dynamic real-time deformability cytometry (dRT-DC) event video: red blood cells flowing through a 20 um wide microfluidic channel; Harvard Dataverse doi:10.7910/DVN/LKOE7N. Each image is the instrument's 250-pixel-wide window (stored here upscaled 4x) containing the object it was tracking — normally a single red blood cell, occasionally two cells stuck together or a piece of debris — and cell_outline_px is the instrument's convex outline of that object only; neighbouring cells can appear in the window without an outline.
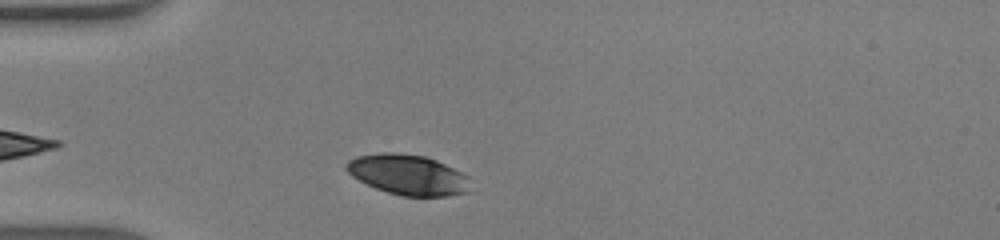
{"species": "human", "species_latin": "Homo sapiens", "temperature_condition": "warm", "stored_images_in_passage": 31, "camera_frame_rate_fps": 3000, "um_per_image_px": 0.085, "donor": {"sex": "male"}, "frame": {"image": 1, "passage_image": 3, "time_ms": 0.667, "image_size_px": [1000, 240], "cell_outline_px": [[468, 192], [448, 196], [400, 196], [376, 188], [352, 176], [344, 168], [344, 164], [348, 160], [356, 156], [380, 152], [396, 152], [424, 156], [436, 160], [468, 176]], "centroid_in_image_um": [34.63, 14.84], "position_along_channel_um": 50.4, "area_um2": 29.02}}
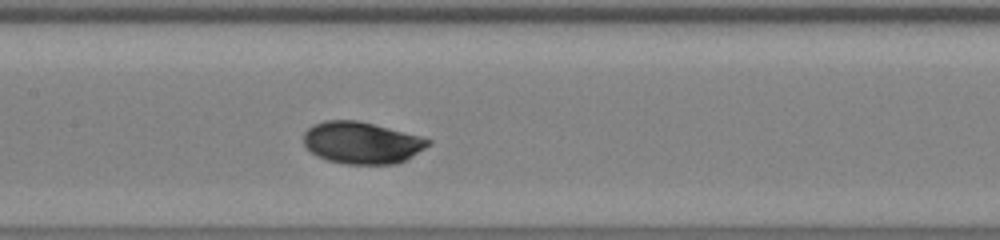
{"frame": {"image": 2, "passage_image": 13, "time_ms": 4.0, "image_size_px": [1000, 240], "cell_outline_px": [[432, 144], [404, 160], [396, 164], [348, 164], [328, 160], [316, 156], [304, 144], [304, 132], [312, 124], [324, 120], [356, 120], [424, 136], [432, 140]], "centroid_in_image_um": [30.77, 12.12], "position_along_channel_um": 176.6, "area_um2": 30.52}}
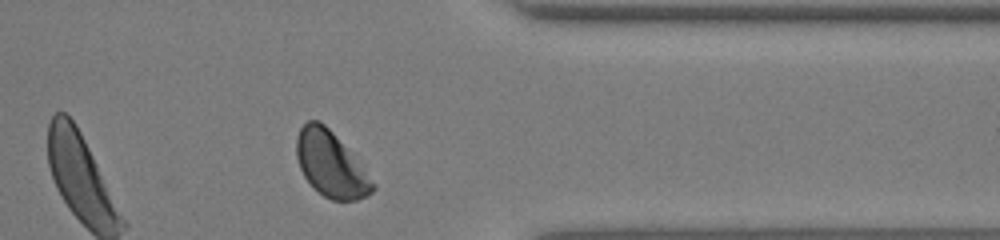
{"frame": {"image": 3, "passage_image": 28, "time_ms": 9.0, "image_size_px": [1000, 240], "cell_outline_px": [[376, 188], [368, 196], [356, 200], [332, 200], [324, 196], [304, 176], [300, 168], [296, 156], [296, 136], [300, 128], [308, 120], [320, 120], [332, 132], [364, 168], [376, 184]], "centroid_in_image_um": [28.12, 13.96], "position_along_channel_um": 383.3, "area_um2": 28.67}, "authors_computed_cell_mechanics": {"area_um2": 29.4202, "velocity_mm_per_s": 4.3261, "shape_relaxation_time_tau1_ms": 1.956, "shape_relaxation_time_tau2_ms": null, "deformation_change_tau1": 0.11, "deformation_change_tau2": null}}